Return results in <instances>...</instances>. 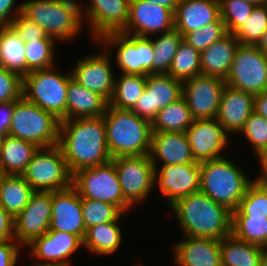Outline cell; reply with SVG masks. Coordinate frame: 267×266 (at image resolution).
<instances>
[{"label": "cell", "mask_w": 267, "mask_h": 266, "mask_svg": "<svg viewBox=\"0 0 267 266\" xmlns=\"http://www.w3.org/2000/svg\"><path fill=\"white\" fill-rule=\"evenodd\" d=\"M261 182L267 187V177L263 178Z\"/></svg>", "instance_id": "obj_60"}, {"label": "cell", "mask_w": 267, "mask_h": 266, "mask_svg": "<svg viewBox=\"0 0 267 266\" xmlns=\"http://www.w3.org/2000/svg\"><path fill=\"white\" fill-rule=\"evenodd\" d=\"M130 0H89V6L81 4L83 24L89 25L93 42L111 32H121L129 18ZM86 20V21H85Z\"/></svg>", "instance_id": "obj_17"}, {"label": "cell", "mask_w": 267, "mask_h": 266, "mask_svg": "<svg viewBox=\"0 0 267 266\" xmlns=\"http://www.w3.org/2000/svg\"><path fill=\"white\" fill-rule=\"evenodd\" d=\"M15 101L0 103V132L9 135Z\"/></svg>", "instance_id": "obj_51"}, {"label": "cell", "mask_w": 267, "mask_h": 266, "mask_svg": "<svg viewBox=\"0 0 267 266\" xmlns=\"http://www.w3.org/2000/svg\"><path fill=\"white\" fill-rule=\"evenodd\" d=\"M183 237L172 245L175 266H222L219 240Z\"/></svg>", "instance_id": "obj_25"}, {"label": "cell", "mask_w": 267, "mask_h": 266, "mask_svg": "<svg viewBox=\"0 0 267 266\" xmlns=\"http://www.w3.org/2000/svg\"><path fill=\"white\" fill-rule=\"evenodd\" d=\"M239 44L234 34L227 33L201 51V74L226 80Z\"/></svg>", "instance_id": "obj_27"}, {"label": "cell", "mask_w": 267, "mask_h": 266, "mask_svg": "<svg viewBox=\"0 0 267 266\" xmlns=\"http://www.w3.org/2000/svg\"><path fill=\"white\" fill-rule=\"evenodd\" d=\"M260 266H267V245L262 247Z\"/></svg>", "instance_id": "obj_56"}, {"label": "cell", "mask_w": 267, "mask_h": 266, "mask_svg": "<svg viewBox=\"0 0 267 266\" xmlns=\"http://www.w3.org/2000/svg\"><path fill=\"white\" fill-rule=\"evenodd\" d=\"M199 166L200 191L230 211L236 210L254 179L226 157L200 162Z\"/></svg>", "instance_id": "obj_4"}, {"label": "cell", "mask_w": 267, "mask_h": 266, "mask_svg": "<svg viewBox=\"0 0 267 266\" xmlns=\"http://www.w3.org/2000/svg\"><path fill=\"white\" fill-rule=\"evenodd\" d=\"M232 216H258L267 218V187L254 180L247 188Z\"/></svg>", "instance_id": "obj_39"}, {"label": "cell", "mask_w": 267, "mask_h": 266, "mask_svg": "<svg viewBox=\"0 0 267 266\" xmlns=\"http://www.w3.org/2000/svg\"><path fill=\"white\" fill-rule=\"evenodd\" d=\"M220 18L228 33L234 34L248 20L255 5L247 0H219Z\"/></svg>", "instance_id": "obj_43"}, {"label": "cell", "mask_w": 267, "mask_h": 266, "mask_svg": "<svg viewBox=\"0 0 267 266\" xmlns=\"http://www.w3.org/2000/svg\"><path fill=\"white\" fill-rule=\"evenodd\" d=\"M58 146L71 174L112 160L103 116L60 121Z\"/></svg>", "instance_id": "obj_1"}, {"label": "cell", "mask_w": 267, "mask_h": 266, "mask_svg": "<svg viewBox=\"0 0 267 266\" xmlns=\"http://www.w3.org/2000/svg\"><path fill=\"white\" fill-rule=\"evenodd\" d=\"M100 47L108 52L117 49L115 61L117 68L123 74L149 75L153 74L154 47L152 36L144 37L122 32H111L99 40Z\"/></svg>", "instance_id": "obj_8"}, {"label": "cell", "mask_w": 267, "mask_h": 266, "mask_svg": "<svg viewBox=\"0 0 267 266\" xmlns=\"http://www.w3.org/2000/svg\"><path fill=\"white\" fill-rule=\"evenodd\" d=\"M60 120L52 113L27 101H15L9 135L31 142L39 148L58 145Z\"/></svg>", "instance_id": "obj_7"}, {"label": "cell", "mask_w": 267, "mask_h": 266, "mask_svg": "<svg viewBox=\"0 0 267 266\" xmlns=\"http://www.w3.org/2000/svg\"><path fill=\"white\" fill-rule=\"evenodd\" d=\"M56 66L33 70L23 77L22 96L60 121L66 120V102L71 71L61 74Z\"/></svg>", "instance_id": "obj_6"}, {"label": "cell", "mask_w": 267, "mask_h": 266, "mask_svg": "<svg viewBox=\"0 0 267 266\" xmlns=\"http://www.w3.org/2000/svg\"><path fill=\"white\" fill-rule=\"evenodd\" d=\"M22 176L38 192L63 190L72 185V174L58 145L38 148Z\"/></svg>", "instance_id": "obj_10"}, {"label": "cell", "mask_w": 267, "mask_h": 266, "mask_svg": "<svg viewBox=\"0 0 267 266\" xmlns=\"http://www.w3.org/2000/svg\"><path fill=\"white\" fill-rule=\"evenodd\" d=\"M14 239V218L0 205V242Z\"/></svg>", "instance_id": "obj_50"}, {"label": "cell", "mask_w": 267, "mask_h": 266, "mask_svg": "<svg viewBox=\"0 0 267 266\" xmlns=\"http://www.w3.org/2000/svg\"><path fill=\"white\" fill-rule=\"evenodd\" d=\"M149 156L155 169L160 162L162 165L196 162L186 132H152Z\"/></svg>", "instance_id": "obj_23"}, {"label": "cell", "mask_w": 267, "mask_h": 266, "mask_svg": "<svg viewBox=\"0 0 267 266\" xmlns=\"http://www.w3.org/2000/svg\"><path fill=\"white\" fill-rule=\"evenodd\" d=\"M174 29V12L145 0H130L124 34L151 37Z\"/></svg>", "instance_id": "obj_18"}, {"label": "cell", "mask_w": 267, "mask_h": 266, "mask_svg": "<svg viewBox=\"0 0 267 266\" xmlns=\"http://www.w3.org/2000/svg\"><path fill=\"white\" fill-rule=\"evenodd\" d=\"M193 118L183 97L161 109L151 123L152 132H186Z\"/></svg>", "instance_id": "obj_34"}, {"label": "cell", "mask_w": 267, "mask_h": 266, "mask_svg": "<svg viewBox=\"0 0 267 266\" xmlns=\"http://www.w3.org/2000/svg\"><path fill=\"white\" fill-rule=\"evenodd\" d=\"M109 102L101 95L88 90L69 78L66 102V120L73 118L102 117Z\"/></svg>", "instance_id": "obj_28"}, {"label": "cell", "mask_w": 267, "mask_h": 266, "mask_svg": "<svg viewBox=\"0 0 267 266\" xmlns=\"http://www.w3.org/2000/svg\"><path fill=\"white\" fill-rule=\"evenodd\" d=\"M124 199L132 206L142 204L155 188V167L149 154L112 158Z\"/></svg>", "instance_id": "obj_12"}, {"label": "cell", "mask_w": 267, "mask_h": 266, "mask_svg": "<svg viewBox=\"0 0 267 266\" xmlns=\"http://www.w3.org/2000/svg\"><path fill=\"white\" fill-rule=\"evenodd\" d=\"M225 86V80L202 74L183 82L182 97L190 109L193 120L217 117Z\"/></svg>", "instance_id": "obj_13"}, {"label": "cell", "mask_w": 267, "mask_h": 266, "mask_svg": "<svg viewBox=\"0 0 267 266\" xmlns=\"http://www.w3.org/2000/svg\"><path fill=\"white\" fill-rule=\"evenodd\" d=\"M0 66L19 74H27L25 42L11 26L0 27Z\"/></svg>", "instance_id": "obj_32"}, {"label": "cell", "mask_w": 267, "mask_h": 266, "mask_svg": "<svg viewBox=\"0 0 267 266\" xmlns=\"http://www.w3.org/2000/svg\"><path fill=\"white\" fill-rule=\"evenodd\" d=\"M267 30V5L255 6L248 20L235 33L242 45H257Z\"/></svg>", "instance_id": "obj_42"}, {"label": "cell", "mask_w": 267, "mask_h": 266, "mask_svg": "<svg viewBox=\"0 0 267 266\" xmlns=\"http://www.w3.org/2000/svg\"><path fill=\"white\" fill-rule=\"evenodd\" d=\"M116 77L109 105L131 110L145 90L147 76L121 73Z\"/></svg>", "instance_id": "obj_35"}, {"label": "cell", "mask_w": 267, "mask_h": 266, "mask_svg": "<svg viewBox=\"0 0 267 266\" xmlns=\"http://www.w3.org/2000/svg\"><path fill=\"white\" fill-rule=\"evenodd\" d=\"M222 266H260L262 247L236 238L232 233L220 240Z\"/></svg>", "instance_id": "obj_31"}, {"label": "cell", "mask_w": 267, "mask_h": 266, "mask_svg": "<svg viewBox=\"0 0 267 266\" xmlns=\"http://www.w3.org/2000/svg\"><path fill=\"white\" fill-rule=\"evenodd\" d=\"M49 230L70 233L84 240L86 227L82 214V198L72 185L52 192Z\"/></svg>", "instance_id": "obj_22"}, {"label": "cell", "mask_w": 267, "mask_h": 266, "mask_svg": "<svg viewBox=\"0 0 267 266\" xmlns=\"http://www.w3.org/2000/svg\"><path fill=\"white\" fill-rule=\"evenodd\" d=\"M256 46L267 56V30L264 32Z\"/></svg>", "instance_id": "obj_55"}, {"label": "cell", "mask_w": 267, "mask_h": 266, "mask_svg": "<svg viewBox=\"0 0 267 266\" xmlns=\"http://www.w3.org/2000/svg\"><path fill=\"white\" fill-rule=\"evenodd\" d=\"M52 216V192L35 191L28 205L14 219V239L21 246L49 231Z\"/></svg>", "instance_id": "obj_16"}, {"label": "cell", "mask_w": 267, "mask_h": 266, "mask_svg": "<svg viewBox=\"0 0 267 266\" xmlns=\"http://www.w3.org/2000/svg\"><path fill=\"white\" fill-rule=\"evenodd\" d=\"M254 111L267 119V90L254 96Z\"/></svg>", "instance_id": "obj_52"}, {"label": "cell", "mask_w": 267, "mask_h": 266, "mask_svg": "<svg viewBox=\"0 0 267 266\" xmlns=\"http://www.w3.org/2000/svg\"><path fill=\"white\" fill-rule=\"evenodd\" d=\"M10 26L25 43L34 40L54 39L48 36L42 27L30 21L22 13L12 21Z\"/></svg>", "instance_id": "obj_47"}, {"label": "cell", "mask_w": 267, "mask_h": 266, "mask_svg": "<svg viewBox=\"0 0 267 266\" xmlns=\"http://www.w3.org/2000/svg\"><path fill=\"white\" fill-rule=\"evenodd\" d=\"M247 1L253 3L255 6L267 5V0H247Z\"/></svg>", "instance_id": "obj_57"}, {"label": "cell", "mask_w": 267, "mask_h": 266, "mask_svg": "<svg viewBox=\"0 0 267 266\" xmlns=\"http://www.w3.org/2000/svg\"><path fill=\"white\" fill-rule=\"evenodd\" d=\"M111 158L149 154L151 123L133 111L108 105L103 115Z\"/></svg>", "instance_id": "obj_3"}, {"label": "cell", "mask_w": 267, "mask_h": 266, "mask_svg": "<svg viewBox=\"0 0 267 266\" xmlns=\"http://www.w3.org/2000/svg\"><path fill=\"white\" fill-rule=\"evenodd\" d=\"M72 186L81 198L110 203L117 206L124 214L132 209L124 199L112 161L76 171L72 174Z\"/></svg>", "instance_id": "obj_9"}, {"label": "cell", "mask_w": 267, "mask_h": 266, "mask_svg": "<svg viewBox=\"0 0 267 266\" xmlns=\"http://www.w3.org/2000/svg\"><path fill=\"white\" fill-rule=\"evenodd\" d=\"M145 1L171 9L173 12H175L179 3V0H145Z\"/></svg>", "instance_id": "obj_54"}, {"label": "cell", "mask_w": 267, "mask_h": 266, "mask_svg": "<svg viewBox=\"0 0 267 266\" xmlns=\"http://www.w3.org/2000/svg\"><path fill=\"white\" fill-rule=\"evenodd\" d=\"M55 39H42L25 43L27 74L33 70L55 66Z\"/></svg>", "instance_id": "obj_40"}, {"label": "cell", "mask_w": 267, "mask_h": 266, "mask_svg": "<svg viewBox=\"0 0 267 266\" xmlns=\"http://www.w3.org/2000/svg\"><path fill=\"white\" fill-rule=\"evenodd\" d=\"M22 14L56 42H72L84 27L77 0H24Z\"/></svg>", "instance_id": "obj_5"}, {"label": "cell", "mask_w": 267, "mask_h": 266, "mask_svg": "<svg viewBox=\"0 0 267 266\" xmlns=\"http://www.w3.org/2000/svg\"><path fill=\"white\" fill-rule=\"evenodd\" d=\"M23 78L0 66V103L12 102L22 97Z\"/></svg>", "instance_id": "obj_46"}, {"label": "cell", "mask_w": 267, "mask_h": 266, "mask_svg": "<svg viewBox=\"0 0 267 266\" xmlns=\"http://www.w3.org/2000/svg\"><path fill=\"white\" fill-rule=\"evenodd\" d=\"M15 5L16 0H0V27L10 26L12 21L22 13V2L17 7H14Z\"/></svg>", "instance_id": "obj_49"}, {"label": "cell", "mask_w": 267, "mask_h": 266, "mask_svg": "<svg viewBox=\"0 0 267 266\" xmlns=\"http://www.w3.org/2000/svg\"><path fill=\"white\" fill-rule=\"evenodd\" d=\"M155 169V184L161 191L168 206L178 199L200 191V166L198 162L161 165Z\"/></svg>", "instance_id": "obj_19"}, {"label": "cell", "mask_w": 267, "mask_h": 266, "mask_svg": "<svg viewBox=\"0 0 267 266\" xmlns=\"http://www.w3.org/2000/svg\"><path fill=\"white\" fill-rule=\"evenodd\" d=\"M182 85L167 73L147 75L145 90L131 111L152 123L161 109L182 97Z\"/></svg>", "instance_id": "obj_15"}, {"label": "cell", "mask_w": 267, "mask_h": 266, "mask_svg": "<svg viewBox=\"0 0 267 266\" xmlns=\"http://www.w3.org/2000/svg\"><path fill=\"white\" fill-rule=\"evenodd\" d=\"M253 111L254 95L226 85L216 119L230 136L239 135Z\"/></svg>", "instance_id": "obj_24"}, {"label": "cell", "mask_w": 267, "mask_h": 266, "mask_svg": "<svg viewBox=\"0 0 267 266\" xmlns=\"http://www.w3.org/2000/svg\"><path fill=\"white\" fill-rule=\"evenodd\" d=\"M219 18V0H179L174 12V29L184 36Z\"/></svg>", "instance_id": "obj_26"}, {"label": "cell", "mask_w": 267, "mask_h": 266, "mask_svg": "<svg viewBox=\"0 0 267 266\" xmlns=\"http://www.w3.org/2000/svg\"><path fill=\"white\" fill-rule=\"evenodd\" d=\"M239 134L251 143L256 154L267 145V119L253 111Z\"/></svg>", "instance_id": "obj_45"}, {"label": "cell", "mask_w": 267, "mask_h": 266, "mask_svg": "<svg viewBox=\"0 0 267 266\" xmlns=\"http://www.w3.org/2000/svg\"><path fill=\"white\" fill-rule=\"evenodd\" d=\"M183 35L176 29L158 34L152 39L154 47L153 74L168 73Z\"/></svg>", "instance_id": "obj_36"}, {"label": "cell", "mask_w": 267, "mask_h": 266, "mask_svg": "<svg viewBox=\"0 0 267 266\" xmlns=\"http://www.w3.org/2000/svg\"><path fill=\"white\" fill-rule=\"evenodd\" d=\"M236 238L264 247L267 245V218L232 216V232Z\"/></svg>", "instance_id": "obj_38"}, {"label": "cell", "mask_w": 267, "mask_h": 266, "mask_svg": "<svg viewBox=\"0 0 267 266\" xmlns=\"http://www.w3.org/2000/svg\"><path fill=\"white\" fill-rule=\"evenodd\" d=\"M227 33L225 23L219 18L216 22H212L198 30L186 33L183 36V41L201 52L224 37Z\"/></svg>", "instance_id": "obj_44"}, {"label": "cell", "mask_w": 267, "mask_h": 266, "mask_svg": "<svg viewBox=\"0 0 267 266\" xmlns=\"http://www.w3.org/2000/svg\"><path fill=\"white\" fill-rule=\"evenodd\" d=\"M95 54L85 55L71 68L72 78L83 87L103 96L108 102L112 97L115 75L112 67V52L104 47Z\"/></svg>", "instance_id": "obj_14"}, {"label": "cell", "mask_w": 267, "mask_h": 266, "mask_svg": "<svg viewBox=\"0 0 267 266\" xmlns=\"http://www.w3.org/2000/svg\"><path fill=\"white\" fill-rule=\"evenodd\" d=\"M35 191L22 175H6L0 186V205L15 219Z\"/></svg>", "instance_id": "obj_33"}, {"label": "cell", "mask_w": 267, "mask_h": 266, "mask_svg": "<svg viewBox=\"0 0 267 266\" xmlns=\"http://www.w3.org/2000/svg\"><path fill=\"white\" fill-rule=\"evenodd\" d=\"M254 156L257 157V160H259L258 162L261 167V172L259 176H256V179L254 177L253 179L256 181H261L263 178L267 177V145Z\"/></svg>", "instance_id": "obj_53"}, {"label": "cell", "mask_w": 267, "mask_h": 266, "mask_svg": "<svg viewBox=\"0 0 267 266\" xmlns=\"http://www.w3.org/2000/svg\"><path fill=\"white\" fill-rule=\"evenodd\" d=\"M7 174L4 172V170L0 167V186H1V182L3 180V178L6 176Z\"/></svg>", "instance_id": "obj_59"}, {"label": "cell", "mask_w": 267, "mask_h": 266, "mask_svg": "<svg viewBox=\"0 0 267 266\" xmlns=\"http://www.w3.org/2000/svg\"><path fill=\"white\" fill-rule=\"evenodd\" d=\"M5 134L0 132V158H1V152H2V144H3V140L5 138Z\"/></svg>", "instance_id": "obj_58"}, {"label": "cell", "mask_w": 267, "mask_h": 266, "mask_svg": "<svg viewBox=\"0 0 267 266\" xmlns=\"http://www.w3.org/2000/svg\"><path fill=\"white\" fill-rule=\"evenodd\" d=\"M82 214L86 230L94 225L121 220L124 213L115 205L82 198Z\"/></svg>", "instance_id": "obj_41"}, {"label": "cell", "mask_w": 267, "mask_h": 266, "mask_svg": "<svg viewBox=\"0 0 267 266\" xmlns=\"http://www.w3.org/2000/svg\"><path fill=\"white\" fill-rule=\"evenodd\" d=\"M173 210L183 236L221 240L232 232V211L202 191L178 199Z\"/></svg>", "instance_id": "obj_2"}, {"label": "cell", "mask_w": 267, "mask_h": 266, "mask_svg": "<svg viewBox=\"0 0 267 266\" xmlns=\"http://www.w3.org/2000/svg\"><path fill=\"white\" fill-rule=\"evenodd\" d=\"M27 246L30 255L37 261L41 260L34 262L35 265L71 266L70 257L83 247V240L70 233L49 230Z\"/></svg>", "instance_id": "obj_20"}, {"label": "cell", "mask_w": 267, "mask_h": 266, "mask_svg": "<svg viewBox=\"0 0 267 266\" xmlns=\"http://www.w3.org/2000/svg\"><path fill=\"white\" fill-rule=\"evenodd\" d=\"M186 135L198 163L224 157L222 151L228 147L230 136L216 118L193 120Z\"/></svg>", "instance_id": "obj_21"}, {"label": "cell", "mask_w": 267, "mask_h": 266, "mask_svg": "<svg viewBox=\"0 0 267 266\" xmlns=\"http://www.w3.org/2000/svg\"><path fill=\"white\" fill-rule=\"evenodd\" d=\"M120 221H113L94 225L86 230L83 247L96 255H112L122 244V230Z\"/></svg>", "instance_id": "obj_30"}, {"label": "cell", "mask_w": 267, "mask_h": 266, "mask_svg": "<svg viewBox=\"0 0 267 266\" xmlns=\"http://www.w3.org/2000/svg\"><path fill=\"white\" fill-rule=\"evenodd\" d=\"M167 74L182 82L200 75V52L182 40Z\"/></svg>", "instance_id": "obj_37"}, {"label": "cell", "mask_w": 267, "mask_h": 266, "mask_svg": "<svg viewBox=\"0 0 267 266\" xmlns=\"http://www.w3.org/2000/svg\"><path fill=\"white\" fill-rule=\"evenodd\" d=\"M21 247L15 240L0 242V266H16Z\"/></svg>", "instance_id": "obj_48"}, {"label": "cell", "mask_w": 267, "mask_h": 266, "mask_svg": "<svg viewBox=\"0 0 267 266\" xmlns=\"http://www.w3.org/2000/svg\"><path fill=\"white\" fill-rule=\"evenodd\" d=\"M38 148L31 142L6 135L2 144L0 167L8 175H22Z\"/></svg>", "instance_id": "obj_29"}, {"label": "cell", "mask_w": 267, "mask_h": 266, "mask_svg": "<svg viewBox=\"0 0 267 266\" xmlns=\"http://www.w3.org/2000/svg\"><path fill=\"white\" fill-rule=\"evenodd\" d=\"M226 85L258 95L267 90V56L256 45L239 44Z\"/></svg>", "instance_id": "obj_11"}]
</instances>
